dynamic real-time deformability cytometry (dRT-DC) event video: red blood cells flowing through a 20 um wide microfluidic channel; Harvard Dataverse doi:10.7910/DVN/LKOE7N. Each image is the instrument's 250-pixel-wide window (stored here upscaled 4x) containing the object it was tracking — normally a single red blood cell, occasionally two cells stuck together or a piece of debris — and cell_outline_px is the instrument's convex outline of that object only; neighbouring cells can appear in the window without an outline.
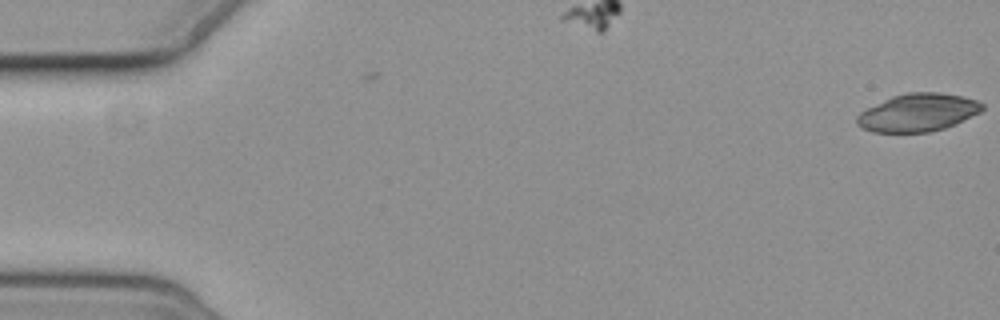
{"species": "common noctule bat (a hibernating species)", "species_latin": "Nyctalus noctula", "temperature_condition": "cold", "stored_images_in_passage": 6, "camera_frame_rate_fps": 3000, "um_per_image_px": 0.085, "animal": {"sex": "female", "body_mass_g": 19.3, "forearm_length_mm": 54.1}, "frame": {"image": 1, "passage_image": 1, "time_ms": 0.0, "image_size_px": [1000, 320], "cell_outline_px": [[984, 108], [980, 112], [956, 124], [944, 128], [928, 132], [872, 132], [856, 124], [856, 116], [860, 112], [892, 96], [908, 92], [940, 92], [964, 96], [976, 100], [984, 104]], "centroid_in_image_um": [78.05, 9.56], "position_along_channel_um": 7.0, "area_um2": 27.63}}